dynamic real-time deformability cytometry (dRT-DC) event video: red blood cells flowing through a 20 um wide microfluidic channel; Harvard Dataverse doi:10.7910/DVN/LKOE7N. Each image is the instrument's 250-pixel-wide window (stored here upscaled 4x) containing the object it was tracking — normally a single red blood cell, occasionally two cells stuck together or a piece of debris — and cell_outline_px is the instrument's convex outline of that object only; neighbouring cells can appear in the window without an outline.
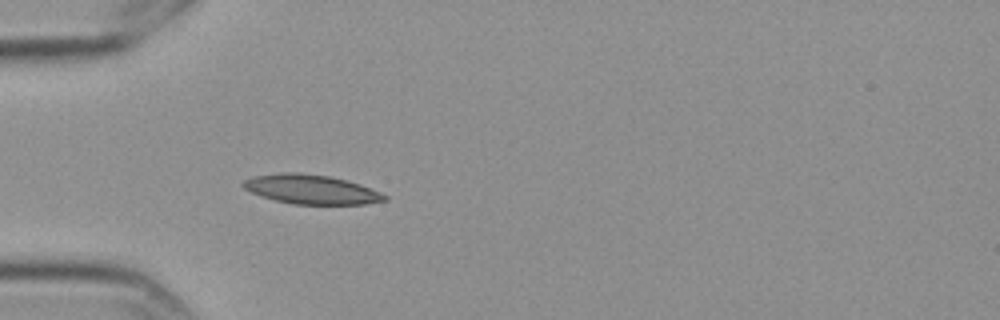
{"species": "Egyptian fruit bat (a non-hibernating species)", "species_latin": "Rousettus aegyptiacus", "temperature_condition": "cold", "stored_images_in_passage": 2, "camera_frame_rate_fps": 3000, "um_per_image_px": 0.085, "frame": {"image": 1, "passage_image": 2, "time_ms": 0.333, "image_size_px": [1000, 320], "cell_outline_px": [[388, 200], [364, 204], [292, 204], [260, 196], [244, 188], [240, 184], [244, 180], [252, 176], [280, 172], [296, 172], [328, 176], [348, 180], [360, 184], [380, 192], [388, 196]], "centroid_in_image_um": [26.44, 16.09], "position_along_channel_um": 58.6, "area_um2": 24.22}}